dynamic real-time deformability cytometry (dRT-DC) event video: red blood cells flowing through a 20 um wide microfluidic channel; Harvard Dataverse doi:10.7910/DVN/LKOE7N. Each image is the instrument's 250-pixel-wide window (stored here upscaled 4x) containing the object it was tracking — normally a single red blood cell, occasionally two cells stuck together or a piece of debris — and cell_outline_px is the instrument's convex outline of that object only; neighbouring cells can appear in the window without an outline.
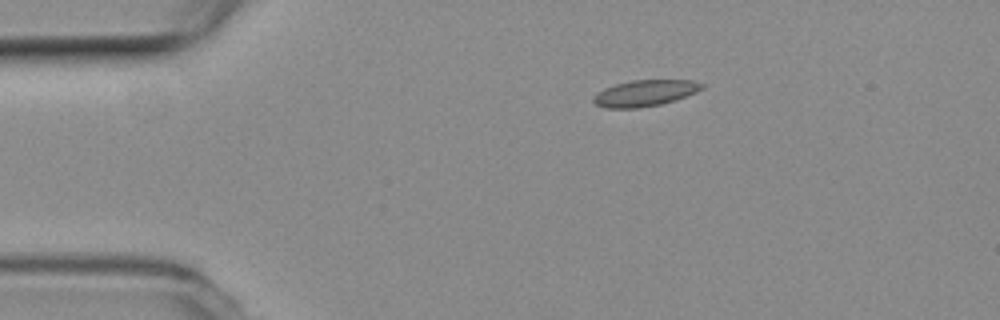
{"species": "common noctule bat (a hibernating species)", "species_latin": "Nyctalus noctula", "temperature_condition": "room temperature", "stored_images_in_passage": 39, "camera_frame_rate_fps": 3000, "um_per_image_px": 0.085, "animal": {"sex": "female", "body_mass_g": 19.3, "forearm_length_mm": 54.1}, "frame": {"image": 1, "passage_image": 1, "time_ms": 0.0, "image_size_px": [1000, 320], "cell_outline_px": [[704, 88], [696, 92], [660, 104], [640, 108], [604, 108], [596, 104], [592, 100], [596, 92], [604, 88], [616, 84], [632, 80], [692, 80], [704, 84]], "centroid_in_image_um": [54.78, 7.91], "position_along_channel_um": 30.2, "area_um2": 16.47}}
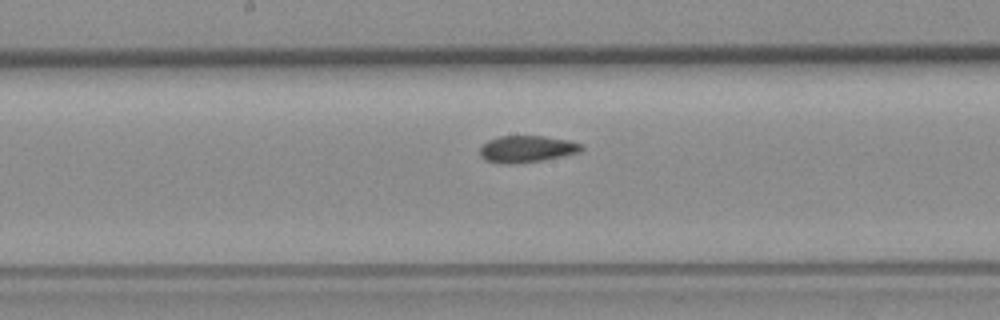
{"frame": {"image": 2, "passage_image": 19, "time_ms": 6.0, "image_size_px": [1000, 320], "cell_outline_px": [[584, 148], [580, 152], [564, 156], [540, 160], [512, 164], [500, 164], [484, 160], [480, 156], [480, 148], [488, 140], [500, 136], [544, 136], [568, 140], [584, 144]], "centroid_in_image_um": [44.79, 12.67], "position_along_channel_um": 203.4, "area_um2": 15.95}}
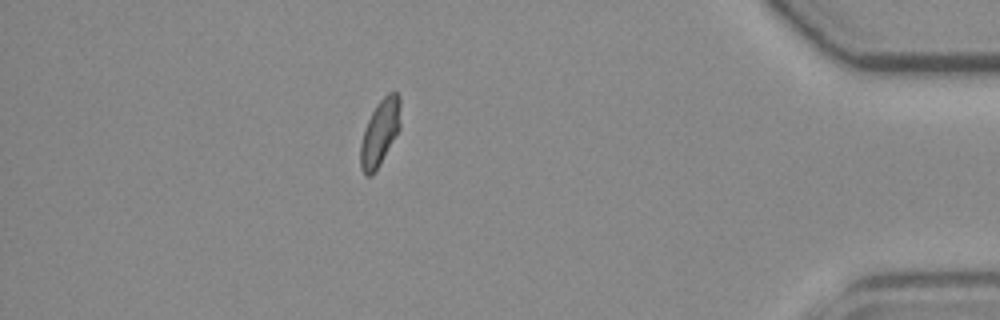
{"frame": {"image": 3, "passage_image": 39, "time_ms": 12.667, "image_size_px": [1000, 320], "cell_outline_px": [[400, 128], [380, 164], [372, 176], [364, 176], [360, 168], [360, 144], [368, 120], [376, 104], [388, 92], [396, 88], [400, 96]], "centroid_in_image_um": [32.3, 11.25], "position_along_channel_um": 402.9, "area_um2": 15.61}, "authors_computed_cell_mechanics": {"area_um2": 15.9528, "velocity_mm_per_s": 3.7225, "shape_relaxation_time_tau1_ms": null, "shape_relaxation_time_tau2_ms": 1.5484, "deformation_change_tau1": null, "deformation_change_tau2": 0.0453}}